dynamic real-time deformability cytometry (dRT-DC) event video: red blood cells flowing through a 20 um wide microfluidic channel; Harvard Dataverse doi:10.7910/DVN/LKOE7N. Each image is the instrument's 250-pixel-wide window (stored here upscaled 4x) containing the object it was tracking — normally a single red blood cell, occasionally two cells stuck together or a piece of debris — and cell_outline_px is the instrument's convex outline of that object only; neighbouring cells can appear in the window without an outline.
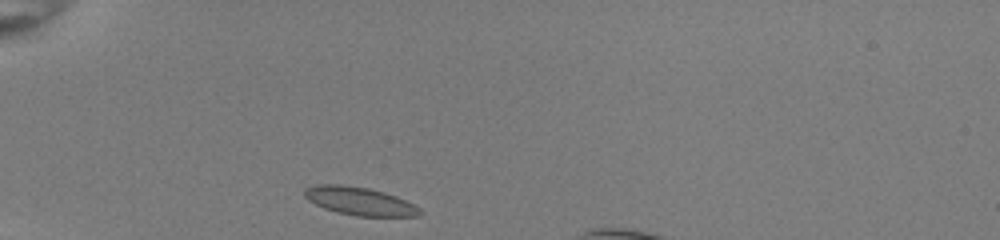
{"species": "common noctule bat (a hibernating species)", "species_latin": "Nyctalus noctula", "temperature_condition": "room temperature", "stored_images_in_passage": 7, "camera_frame_rate_fps": 3000, "um_per_image_px": 0.085, "animal": {"sex": "female", "body_mass_g": 22.0, "forearm_length_mm": 56.7}, "frame": {"image": 1, "passage_image": 1, "time_ms": 0.0, "image_size_px": [1000, 240], "cell_outline_px": [[420, 212], [416, 216], [360, 216], [340, 212], [324, 208], [308, 200], [304, 196], [304, 192], [308, 188], [324, 184], [336, 184], [368, 188], [384, 192], [396, 196], [412, 204]], "centroid_in_image_um": [30.54, 17.09], "position_along_channel_um": 54.5, "area_um2": 18.21}}